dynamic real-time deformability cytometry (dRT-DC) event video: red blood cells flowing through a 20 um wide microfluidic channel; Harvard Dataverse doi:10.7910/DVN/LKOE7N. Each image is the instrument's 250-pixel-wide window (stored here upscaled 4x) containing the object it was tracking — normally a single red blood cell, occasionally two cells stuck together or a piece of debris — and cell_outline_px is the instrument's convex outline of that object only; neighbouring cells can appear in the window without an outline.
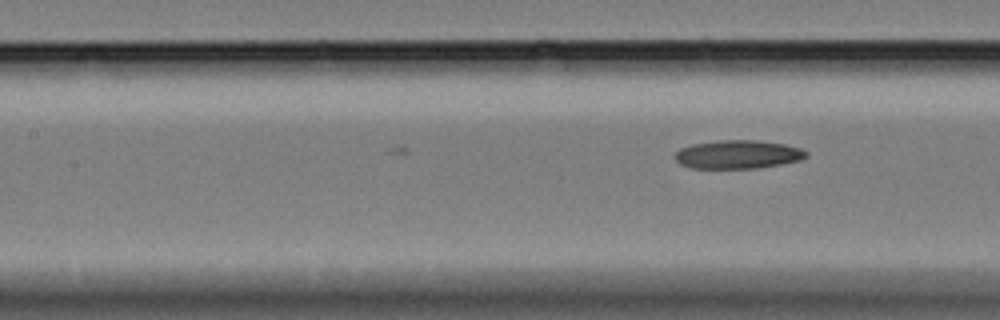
{"species": "Egyptian fruit bat (a non-hibernating species)", "species_latin": "Rousettus aegyptiacus", "temperature_condition": "cold", "stored_images_in_passage": 12, "camera_frame_rate_fps": 3000, "um_per_image_px": 0.085, "animal": {"sex": "female"}, "frame": {"image": 1, "passage_image": 12, "time_ms": 3.667, "image_size_px": [1000, 320], "cell_outline_px": [[808, 156], [800, 160], [780, 164], [756, 168], [692, 168], [680, 164], [672, 156], [680, 148], [692, 144], [716, 140], [756, 140], [784, 144], [800, 148], [808, 152]], "centroid_in_image_um": [62.69, 13.12], "position_along_channel_um": 144.7, "area_um2": 21.85}}